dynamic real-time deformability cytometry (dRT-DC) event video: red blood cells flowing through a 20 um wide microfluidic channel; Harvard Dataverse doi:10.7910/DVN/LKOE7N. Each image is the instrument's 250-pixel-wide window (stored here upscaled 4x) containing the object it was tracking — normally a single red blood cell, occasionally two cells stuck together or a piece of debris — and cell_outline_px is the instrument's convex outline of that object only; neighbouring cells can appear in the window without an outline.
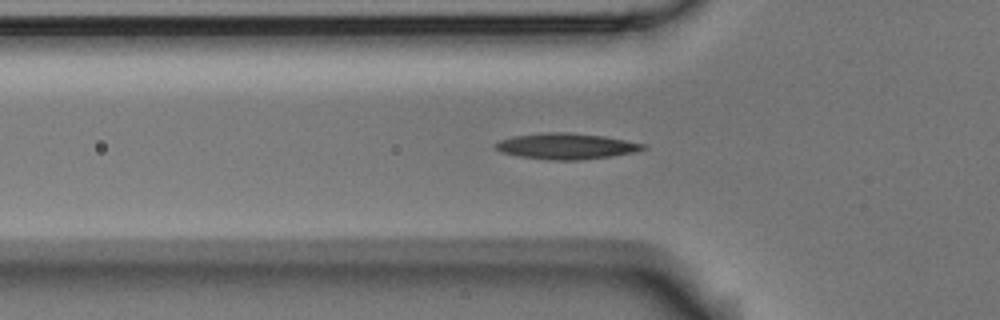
{"species": "Egyptian fruit bat (a non-hibernating species)", "species_latin": "Rousettus aegyptiacus", "temperature_condition": "room temperature", "stored_images_in_passage": 43, "segment_of_instrument_passage": [1, 2], "camera_frame_rate_fps": 3000, "um_per_image_px": 0.085, "animal": {"sex": "male"}, "frame": {"image": 1, "passage_image": 6, "time_ms": 1.667, "image_size_px": [1000, 320], "cell_outline_px": [[640, 148], [628, 152], [604, 156], [528, 156], [508, 152], [496, 148], [496, 144], [504, 140], [520, 136], [596, 136], [620, 140], [640, 144]], "centroid_in_image_um": [48.11, 12.41], "position_along_channel_um": 77.7, "area_um2": 17.34}}
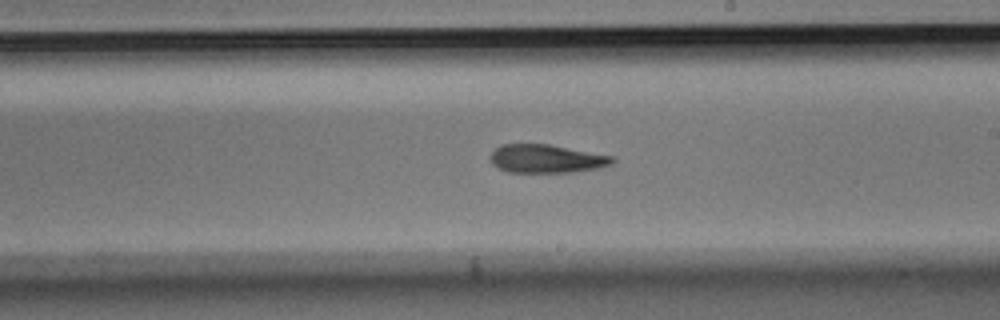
{"frame": {"image": 2, "passage_image": 19, "time_ms": 6.0, "image_size_px": [1000, 320], "cell_outline_px": [[612, 160], [604, 164], [588, 168], [556, 172], [516, 172], [500, 168], [492, 160], [492, 152], [496, 148], [508, 144], [544, 144], [608, 156]], "centroid_in_image_um": [46.28, 13.47], "position_along_channel_um": 242.7, "area_um2": 18.32}}
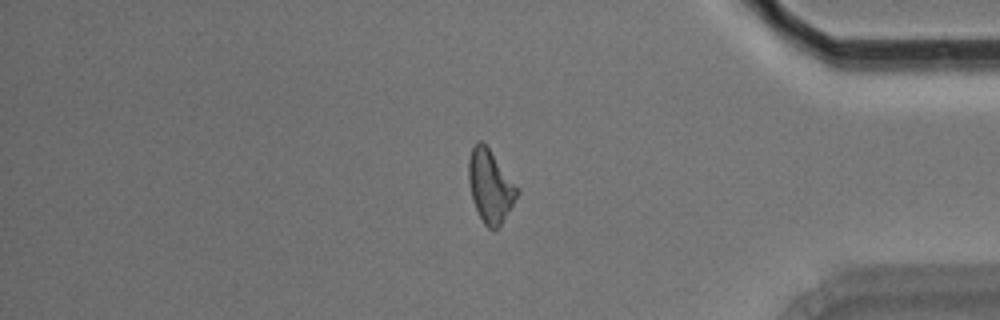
{"frame": {"image": 3, "passage_image": 33, "time_ms": 10.667, "image_size_px": [1000, 320], "cell_outline_px": [[516, 196], [512, 204], [496, 228], [492, 228], [480, 216], [476, 208], [472, 196], [468, 172], [468, 164], [472, 148], [476, 144], [484, 144], [488, 148], [516, 188]], "centroid_in_image_um": [41.62, 15.8], "position_along_channel_um": 393.6, "area_um2": 18.61}}